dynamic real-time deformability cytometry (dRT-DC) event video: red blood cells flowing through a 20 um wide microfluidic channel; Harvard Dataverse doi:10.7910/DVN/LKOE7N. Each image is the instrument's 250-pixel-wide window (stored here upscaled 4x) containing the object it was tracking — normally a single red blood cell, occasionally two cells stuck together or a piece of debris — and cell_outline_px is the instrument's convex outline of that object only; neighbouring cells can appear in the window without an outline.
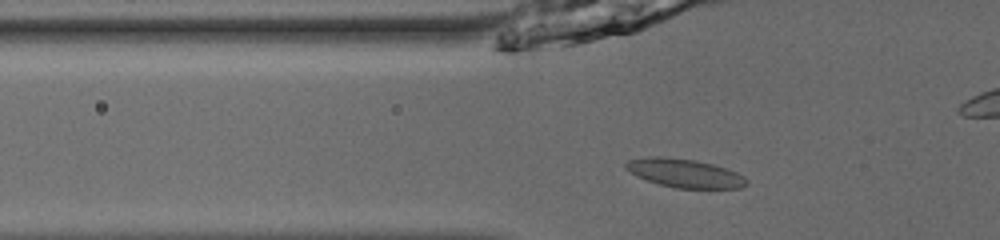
{"species": "common noctule bat (a hibernating species)", "species_latin": "Nyctalus noctula", "temperature_condition": "room temperature", "stored_images_in_passage": 49, "camera_frame_rate_fps": 3000, "um_per_image_px": 0.085, "animal": {"sex": "male", "body_mass_g": 13.0, "forearm_length_mm": 53.1}, "frame": {"image": 1, "passage_image": 20, "time_ms": 6.333, "image_size_px": [1000, 240], "cell_outline_px": [[748, 184], [740, 188], [676, 188], [660, 184], [636, 176], [624, 168], [624, 164], [628, 160], [648, 156], [664, 156], [696, 160], [712, 164], [736, 172], [744, 176], [748, 180]], "centroid_in_image_um": [58.17, 14.71], "position_along_channel_um": 67.6, "area_um2": 20.17}}
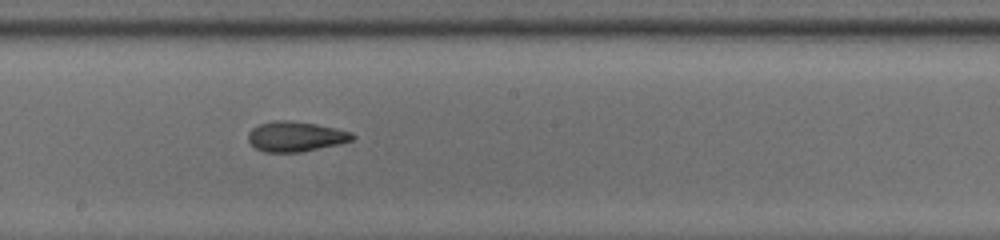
{"frame": {"image": 2, "passage_image": 32, "time_ms": 10.333, "image_size_px": [1000, 240], "cell_outline_px": [[356, 136], [352, 140], [340, 144], [300, 152], [264, 152], [256, 148], [248, 140], [248, 132], [252, 128], [260, 124], [272, 120], [288, 120], [316, 124], [352, 132]], "centroid_in_image_um": [25.12, 11.6], "position_along_channel_um": 223.1, "area_um2": 18.26}}
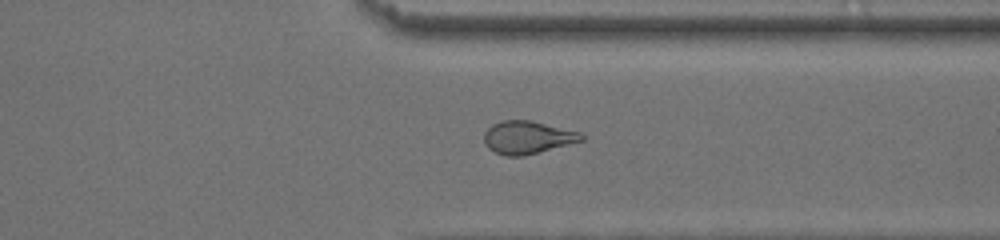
{"frame": {"image": 3, "passage_image": 43, "time_ms": 14.0, "image_size_px": [1000, 240], "cell_outline_px": [[584, 140], [520, 156], [508, 156], [496, 152], [488, 148], [484, 144], [484, 132], [492, 124], [504, 120], [532, 120], [580, 132], [584, 136]], "centroid_in_image_um": [44.81, 11.66], "position_along_channel_um": 366.6, "area_um2": 18.38}}